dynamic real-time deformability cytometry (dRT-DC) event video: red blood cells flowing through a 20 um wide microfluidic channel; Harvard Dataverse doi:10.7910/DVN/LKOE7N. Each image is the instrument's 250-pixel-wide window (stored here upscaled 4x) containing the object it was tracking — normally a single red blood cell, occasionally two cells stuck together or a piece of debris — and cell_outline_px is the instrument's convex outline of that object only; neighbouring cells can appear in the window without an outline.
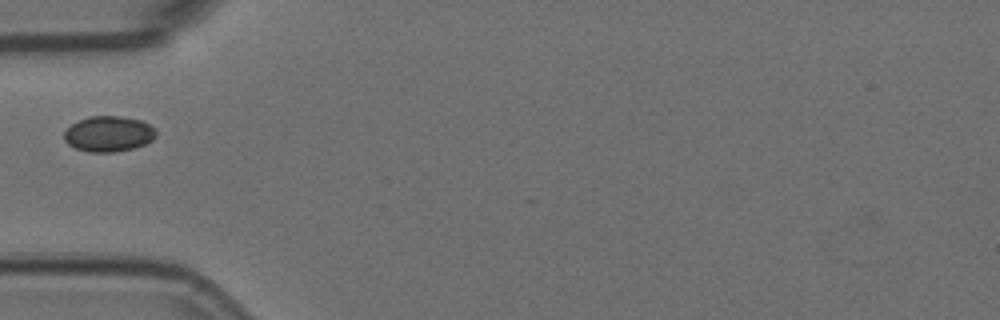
{"species": "Egyptian fruit bat (a non-hibernating species)", "species_latin": "Rousettus aegyptiacus", "temperature_condition": "room temperature", "stored_images_in_passage": 4, "camera_frame_rate_fps": 3000, "um_per_image_px": 0.085, "animal": {"sex": "female"}, "frame": {"image": 1, "passage_image": 1, "time_ms": 0.0, "image_size_px": [1000, 320], "cell_outline_px": [[156, 136], [152, 140], [144, 144], [132, 148], [116, 152], [92, 152], [76, 148], [68, 144], [64, 140], [64, 132], [72, 124], [88, 116], [120, 116], [140, 120], [156, 128]], "centroid_in_image_um": [9.24, 11.37], "position_along_channel_um": 75.8, "area_um2": 18.96}}
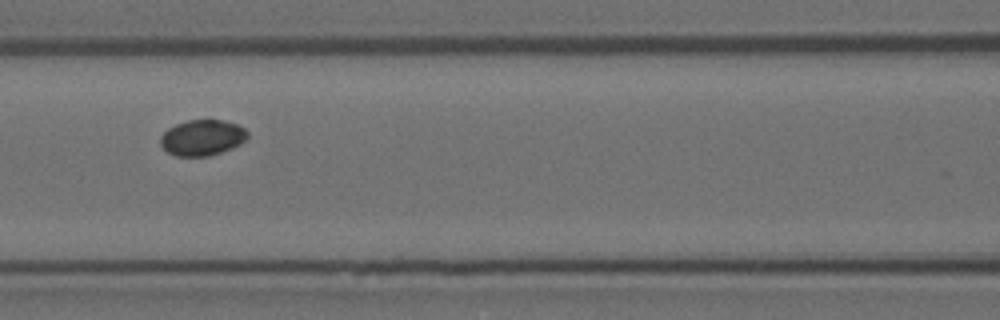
{"frame": {"image": 2, "passage_image": 3, "time_ms": 0.667, "image_size_px": [1000, 320], "cell_outline_px": [[248, 136], [240, 144], [220, 152], [208, 156], [176, 156], [168, 152], [160, 144], [160, 136], [168, 128], [176, 124], [188, 120], [224, 120], [236, 124], [244, 128], [248, 132]], "centroid_in_image_um": [17.18, 11.69], "position_along_channel_um": 149.4, "area_um2": 18.03}}
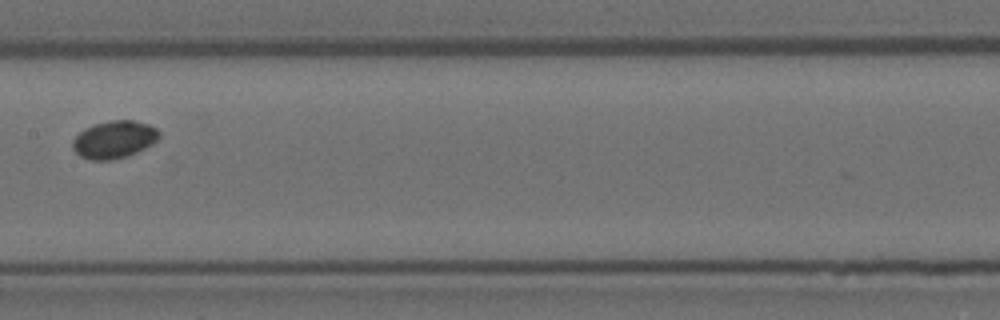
{"frame": {"image": 3, "passage_image": 4, "time_ms": 1.0, "image_size_px": [1000, 320], "cell_outline_px": [[160, 136], [152, 144], [128, 156], [108, 160], [88, 160], [80, 156], [72, 148], [72, 140], [84, 128], [108, 120], [132, 120], [148, 124], [156, 128], [160, 132]], "centroid_in_image_um": [9.69, 11.86], "position_along_channel_um": 197.7, "area_um2": 18.9}}